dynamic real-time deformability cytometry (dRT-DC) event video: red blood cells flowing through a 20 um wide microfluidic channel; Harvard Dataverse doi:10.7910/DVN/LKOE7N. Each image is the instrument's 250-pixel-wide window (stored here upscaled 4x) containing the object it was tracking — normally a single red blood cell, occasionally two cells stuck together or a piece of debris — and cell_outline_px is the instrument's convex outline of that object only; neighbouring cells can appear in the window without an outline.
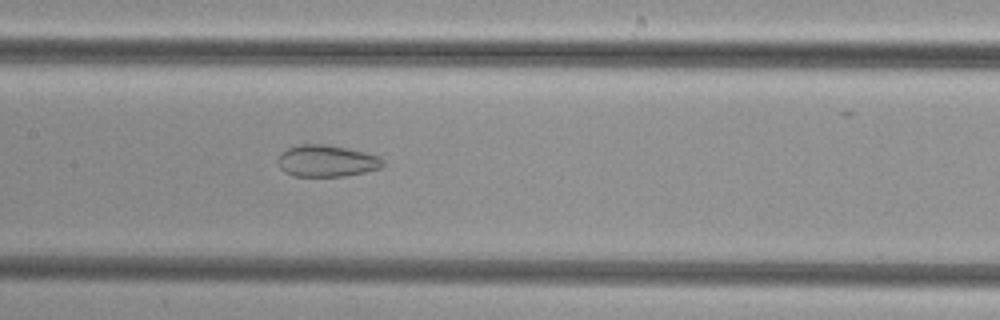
{"species": "common noctule bat (a hibernating species)", "species_latin": "Nyctalus noctula", "temperature_condition": "cold", "stored_images_in_passage": 29, "camera_frame_rate_fps": 3000, "um_per_image_px": 0.085, "animal": {"sex": "female", "body_mass_g": 29.2, "forearm_length_mm": 56.3}, "frame": {"image": 1, "passage_image": 16, "time_ms": 5.0, "image_size_px": [1000, 320], "cell_outline_px": [[384, 164], [380, 168], [364, 172], [344, 176], [292, 176], [284, 172], [280, 168], [280, 152], [288, 148], [300, 144], [324, 144], [364, 152], [380, 156], [384, 160]], "centroid_in_image_um": [27.77, 13.68], "position_along_channel_um": 179.6, "area_um2": 19.25}}
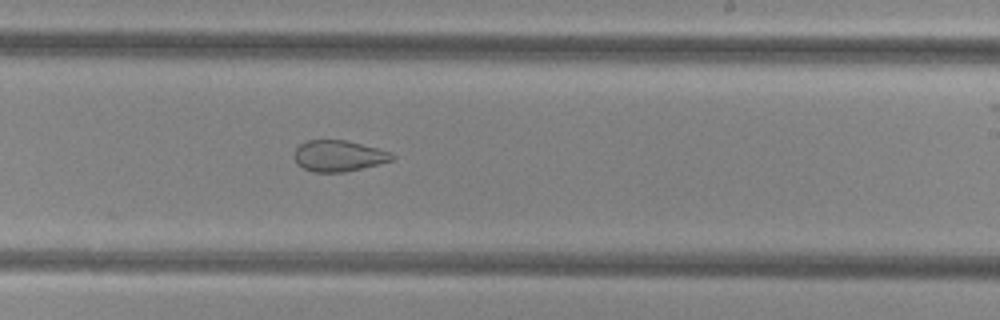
{"frame": {"image": 2, "passage_image": 22, "time_ms": 7.0, "image_size_px": [1000, 320], "cell_outline_px": [[396, 156], [392, 160], [344, 172], [312, 172], [296, 164], [292, 156], [296, 148], [300, 144], [308, 140], [344, 140], [392, 152]], "centroid_in_image_um": [28.73, 13.25], "position_along_channel_um": 260.3, "area_um2": 17.63}}
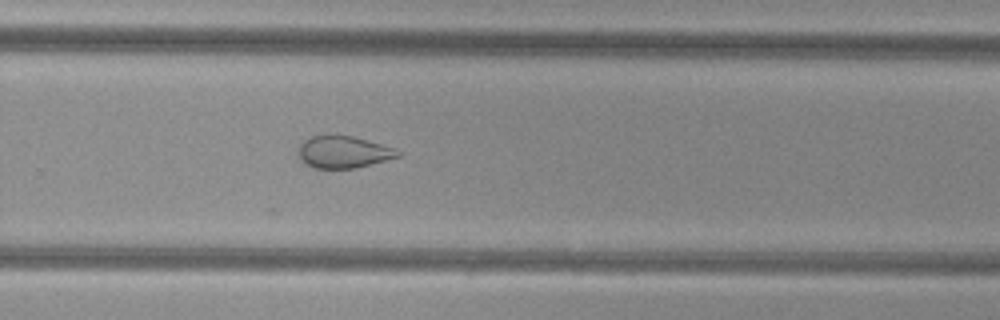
{"frame": {"image": 3, "passage_image": 25, "time_ms": 8.0, "image_size_px": [1000, 320], "cell_outline_px": [[400, 156], [356, 168], [312, 168], [304, 164], [300, 160], [300, 144], [304, 140], [312, 136], [328, 132], [332, 132], [352, 136], [396, 148], [400, 152]], "centroid_in_image_um": [29.16, 12.89], "position_along_channel_um": 300.6, "area_um2": 18.96}}